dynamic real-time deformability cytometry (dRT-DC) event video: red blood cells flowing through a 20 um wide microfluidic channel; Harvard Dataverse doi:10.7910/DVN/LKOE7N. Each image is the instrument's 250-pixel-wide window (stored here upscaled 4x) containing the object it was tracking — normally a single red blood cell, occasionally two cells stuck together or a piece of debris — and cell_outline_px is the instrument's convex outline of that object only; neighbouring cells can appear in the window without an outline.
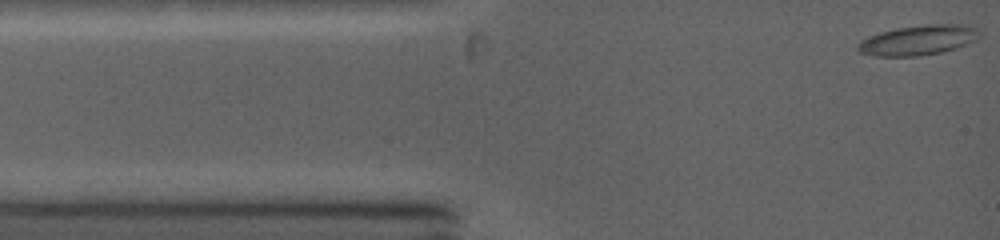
{"species": "common noctule bat (a hibernating species)", "species_latin": "Nyctalus noctula", "temperature_condition": "warm", "stored_images_in_passage": 30, "camera_frame_rate_fps": 5000, "um_per_image_px": 0.085, "animal": {"sex": "female", "body_mass_g": 19.0, "forearm_length_mm": 53.3}, "frame": {"image": 1, "passage_image": 1, "time_ms": 0.0, "image_size_px": [1000, 240], "cell_outline_px": [[980, 36], [976, 40], [956, 48], [940, 52], [916, 56], [876, 56], [860, 52], [856, 48], [856, 44], [860, 40], [868, 36], [880, 32], [896, 28], [924, 24], [964, 24], [976, 28], [980, 32]], "centroid_in_image_um": [78.03, 3.4], "position_along_channel_um": 7.0, "area_um2": 21.33}}
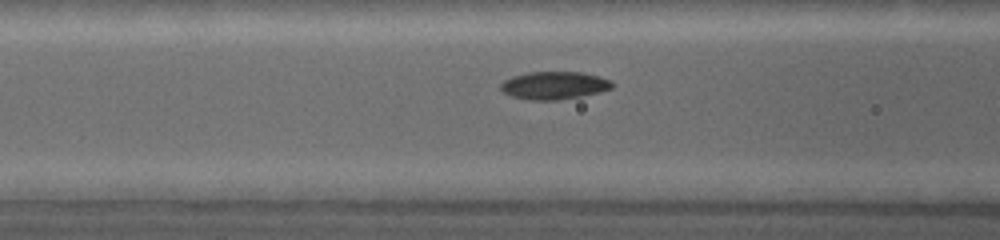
{"frame": {"image": 2, "passage_image": 11, "time_ms": 4.0, "image_size_px": [1000, 240], "cell_outline_px": [[612, 88], [600, 92], [560, 100], [528, 100], [512, 96], [504, 92], [500, 88], [500, 84], [504, 80], [512, 76], [528, 72], [584, 72], [600, 76], [608, 80], [612, 84]], "centroid_in_image_um": [47.08, 7.26], "position_along_channel_um": 119.5, "area_um2": 18.03}}
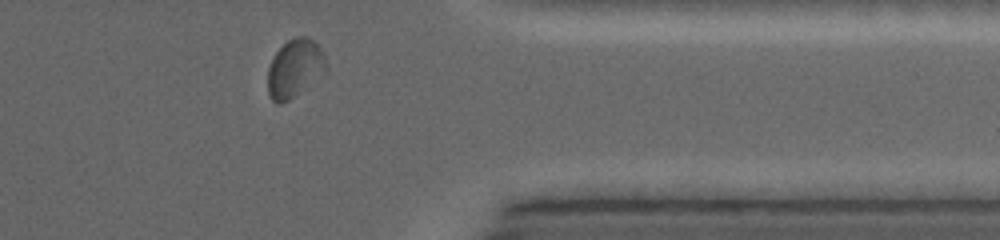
{"frame": {"image": 3, "passage_image": 28, "time_ms": 10.6, "image_size_px": [1000, 240], "cell_outline_px": [[324, 64], [288, 100], [280, 104], [276, 104], [268, 96], [268, 68], [276, 52], [288, 40], [296, 36], [304, 36], [312, 40], [320, 48], [324, 56]], "centroid_in_image_um": [24.91, 5.76], "position_along_channel_um": 386.5, "area_um2": 18.03}, "authors_computed_cell_mechanics": {"area_um2": 18.496, "velocity_mm_per_s": 4.182, "shape_relaxation_time_tau1_ms": 3.7786, "shape_relaxation_time_tau2_ms": 2.0379, "deformation_change_tau1": 0.1186, "deformation_change_tau2": 0.06}}